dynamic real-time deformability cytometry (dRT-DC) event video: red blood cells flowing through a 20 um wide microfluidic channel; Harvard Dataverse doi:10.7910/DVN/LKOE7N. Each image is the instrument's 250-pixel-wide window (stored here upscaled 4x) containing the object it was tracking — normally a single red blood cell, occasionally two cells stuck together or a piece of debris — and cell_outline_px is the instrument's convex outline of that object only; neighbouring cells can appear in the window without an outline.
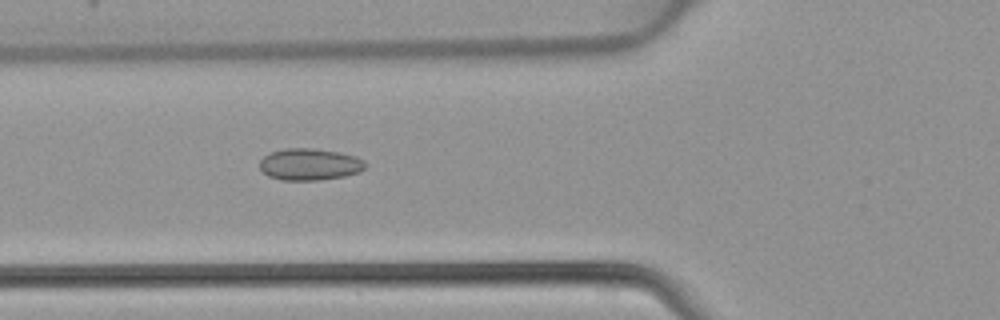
{"species": "common noctule bat (a hibernating species)", "species_latin": "Nyctalus noctula", "temperature_condition": "warm", "stored_images_in_passage": 34, "camera_frame_rate_fps": 3000, "um_per_image_px": 0.085, "animal": {"sex": "female", "body_mass_g": 22.7, "forearm_length_mm": 54.2}, "frame": {"image": 1, "passage_image": 5, "time_ms": 1.333, "image_size_px": [1000, 320], "cell_outline_px": [[368, 164], [360, 172], [344, 176], [320, 180], [280, 180], [268, 176], [260, 168], [260, 160], [264, 156], [272, 152], [284, 148], [312, 148], [340, 152], [356, 156], [364, 160]], "centroid_in_image_um": [26.35, 13.97], "position_along_channel_um": 99.5, "area_um2": 19.71}}
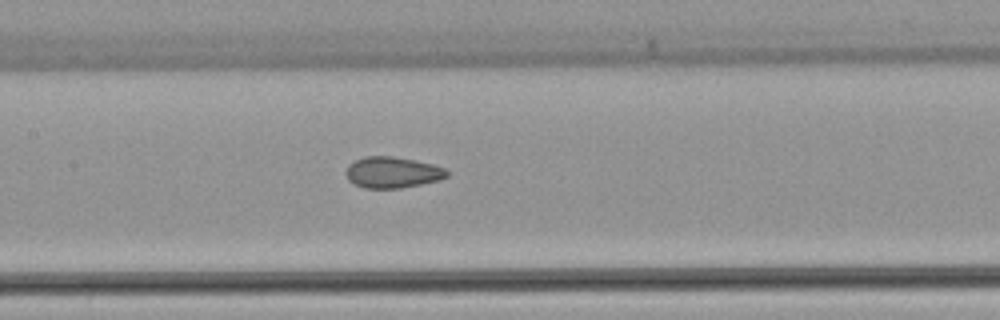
{"frame": {"image": 2, "passage_image": 10, "time_ms": 3.0, "image_size_px": [1000, 320], "cell_outline_px": [[448, 176], [440, 180], [400, 188], [364, 188], [348, 180], [344, 172], [348, 164], [364, 156], [392, 156], [432, 164], [444, 168], [448, 172]], "centroid_in_image_um": [33.32, 14.65], "position_along_channel_um": 174.1, "area_um2": 18.26}}
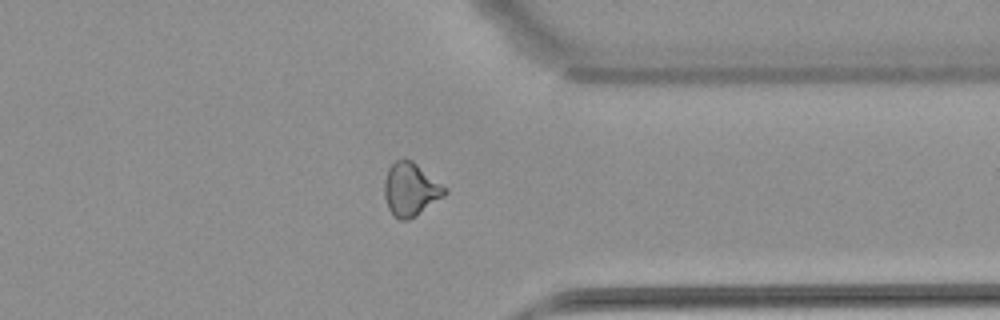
{"frame": {"image": 3, "passage_image": 24, "time_ms": 7.667, "image_size_px": [1000, 320], "cell_outline_px": [[448, 192], [444, 196], [416, 216], [408, 220], [400, 220], [392, 216], [388, 208], [384, 196], [384, 180], [388, 168], [396, 160], [412, 160], [448, 188]], "centroid_in_image_um": [34.9, 16.12], "position_along_channel_um": 376.5, "area_um2": 18.9}}